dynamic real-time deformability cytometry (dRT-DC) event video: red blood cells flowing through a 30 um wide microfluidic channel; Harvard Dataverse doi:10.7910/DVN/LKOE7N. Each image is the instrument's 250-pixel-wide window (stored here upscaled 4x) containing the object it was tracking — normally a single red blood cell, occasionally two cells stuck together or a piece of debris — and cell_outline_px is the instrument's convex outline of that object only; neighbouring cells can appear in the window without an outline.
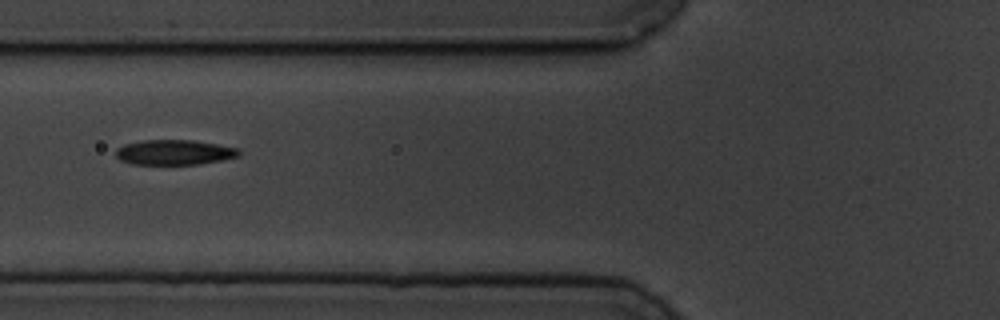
{"species": "common noctule bat (a hibernating species)", "species_latin": "Nyctalus noctula", "temperature_condition": "cold", "stored_images_in_passage": 13, "camera_frame_rate_fps": 3000, "um_per_image_px": 0.085, "animal": {"sex": "male", "body_mass_g": 19.5, "forearm_length_mm": 54.6}, "frame": {"image": 1, "passage_image": 4, "time_ms": 4.333, "image_size_px": [1000, 320], "cell_outline_px": [[240, 156], [200, 164], [132, 164], [120, 160], [116, 156], [116, 148], [124, 144], [144, 140], [192, 140], [240, 148]], "centroid_in_image_um": [14.82, 12.94], "position_along_channel_um": 111.0, "area_um2": 17.98}}
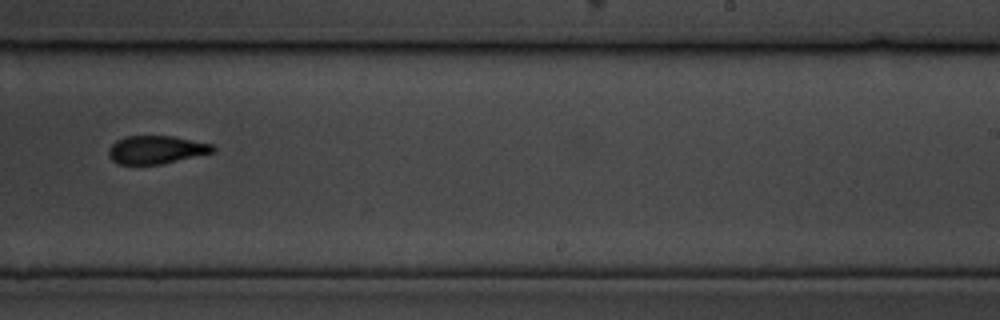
{"frame": {"image": 2, "passage_image": 8, "time_ms": 9.0, "image_size_px": [1000, 320], "cell_outline_px": [[216, 152], [164, 164], [116, 164], [108, 156], [108, 148], [116, 140], [124, 136], [172, 136], [212, 144], [216, 148]], "centroid_in_image_um": [13.28, 12.73], "position_along_channel_um": 275.7, "area_um2": 17.34}}
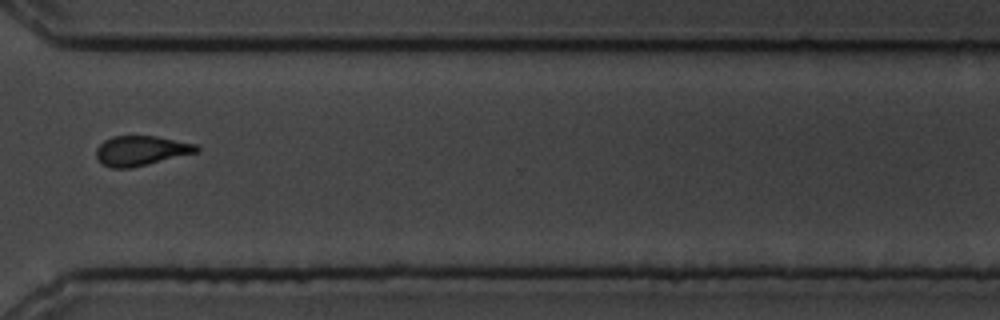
{"frame": {"image": 3, "passage_image": 10, "time_ms": 11.333, "image_size_px": [1000, 320], "cell_outline_px": [[200, 152], [132, 168], [112, 168], [104, 164], [96, 156], [96, 148], [104, 140], [112, 136], [156, 136], [196, 144], [200, 148]], "centroid_in_image_um": [12.02, 12.81], "position_along_channel_um": 358.6, "area_um2": 17.51}, "authors_computed_cell_mechanics": {"area_um2": 17.629, "velocity_mm_per_s": 3.5262, "shape_relaxation_time_tau1_ms": 5.5935, "shape_relaxation_time_tau2_ms": 6.8109, "deformation_change_tau1": 0.1593, "deformation_change_tau2": 0.1339}}